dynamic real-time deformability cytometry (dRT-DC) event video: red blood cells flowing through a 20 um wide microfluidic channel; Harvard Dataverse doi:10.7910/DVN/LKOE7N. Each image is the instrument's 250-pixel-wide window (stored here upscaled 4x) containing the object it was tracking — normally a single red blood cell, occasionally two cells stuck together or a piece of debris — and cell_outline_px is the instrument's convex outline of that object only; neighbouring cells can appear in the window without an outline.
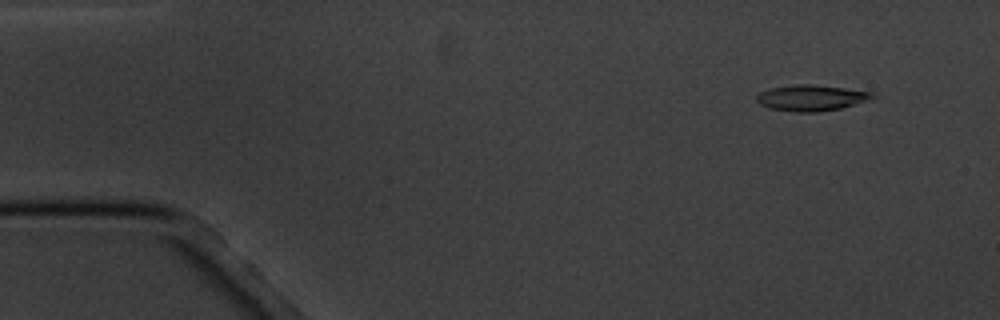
{"species": "common noctule bat (a hibernating species)", "species_latin": "Nyctalus noctula", "temperature_condition": "cold", "stored_images_in_passage": 5, "camera_frame_rate_fps": 3000, "um_per_image_px": 0.085, "animal": {"sex": "male", "body_mass_g": 20.1, "forearm_length_mm": 53.5}, "frame": {"image": 1, "passage_image": 2, "time_ms": 1.0, "image_size_px": [1000, 320], "cell_outline_px": [[876, 96], [840, 108], [816, 112], [796, 112], [768, 108], [760, 104], [756, 100], [756, 96], [760, 92], [772, 88], [800, 84], [812, 84], [844, 88], [872, 92]], "centroid_in_image_um": [68.89, 8.32], "position_along_channel_um": 16.1, "area_um2": 17.11}}
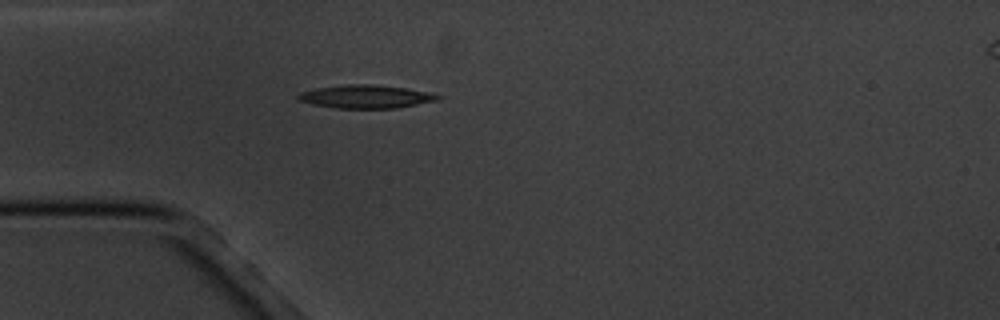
{"frame": {"image": 2, "passage_image": 5, "time_ms": 4.667, "image_size_px": [1000, 320], "cell_outline_px": [[440, 100], [396, 108], [336, 108], [312, 104], [300, 100], [296, 96], [300, 92], [316, 88], [348, 84], [372, 84], [404, 88], [428, 92], [440, 96]], "centroid_in_image_um": [31.09, 8.21], "position_along_channel_um": 53.9, "area_um2": 18.73}}